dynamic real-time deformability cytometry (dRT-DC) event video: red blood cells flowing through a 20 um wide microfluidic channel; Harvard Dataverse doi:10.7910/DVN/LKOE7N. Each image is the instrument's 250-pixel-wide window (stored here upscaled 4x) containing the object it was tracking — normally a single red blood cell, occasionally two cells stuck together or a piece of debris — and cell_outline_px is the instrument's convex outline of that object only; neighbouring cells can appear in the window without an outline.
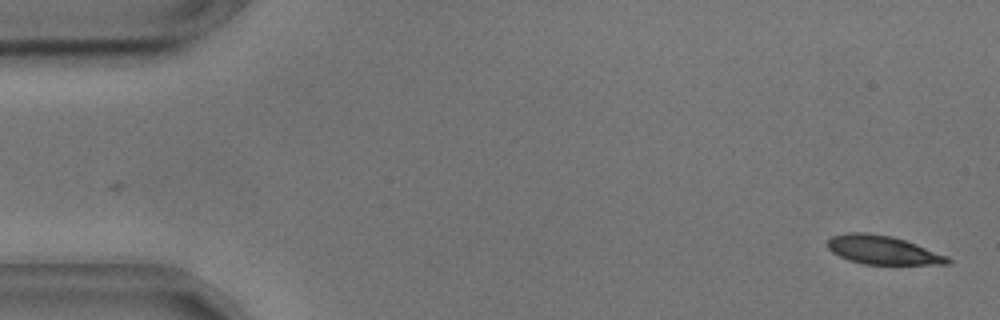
{"species": "common noctule bat (a hibernating species)", "species_latin": "Nyctalus noctula", "temperature_condition": "cold", "stored_images_in_passage": 55, "camera_frame_rate_fps": 3000, "um_per_image_px": 0.085, "animal": {"sex": "male", "body_mass_g": 17.9, "forearm_length_mm": 54.2}, "frame": {"image": 1, "passage_image": 2, "time_ms": 0.333, "image_size_px": [1000, 320], "cell_outline_px": [[952, 264], [864, 264], [848, 260], [832, 252], [828, 248], [828, 240], [832, 236], [848, 232], [868, 232], [892, 236], [916, 244], [948, 256], [952, 260]], "centroid_in_image_um": [75.04, 21.25], "position_along_channel_um": 10.0, "area_um2": 20.06}}
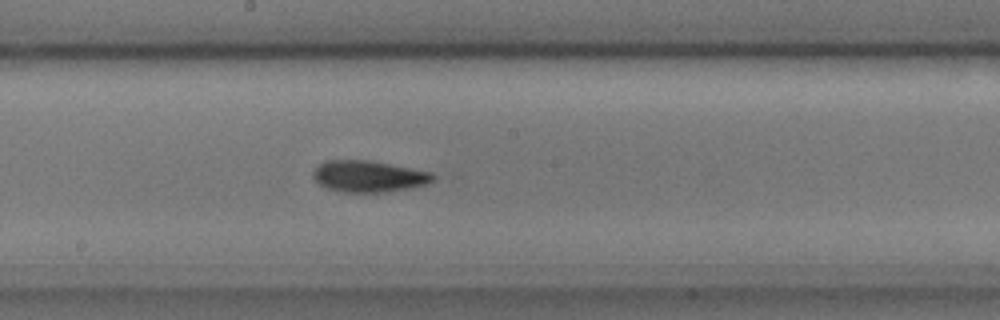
{"frame": {"image": 2, "passage_image": 29, "time_ms": 9.333, "image_size_px": [1000, 320], "cell_outline_px": [[436, 180], [428, 184], [412, 188], [384, 192], [340, 192], [324, 188], [312, 176], [312, 172], [324, 160], [372, 160], [432, 172], [436, 176]], "centroid_in_image_um": [31.37, 14.99], "position_along_channel_um": 216.8, "area_um2": 22.37}}
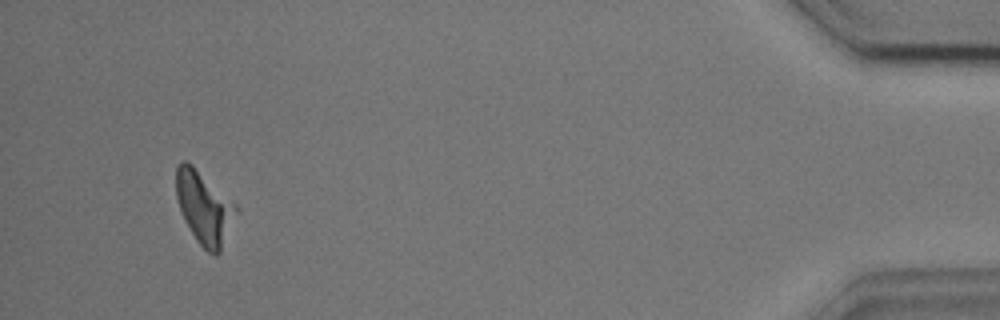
{"frame": {"image": 3, "passage_image": 52, "time_ms": 17.0, "image_size_px": [1000, 320], "cell_outline_px": [[240, 212], [220, 252], [216, 256], [208, 252], [196, 240], [184, 220], [176, 196], [176, 168], [180, 160], [184, 160], [192, 164], [236, 204], [240, 208]], "centroid_in_image_um": [17.39, 17.66], "position_along_channel_um": 417.8, "area_um2": 25.66}, "authors_computed_cell_mechanics": {"area_um2": 21.9062, "velocity_mm_per_s": 3.6087, "shape_relaxation_time_tau1_ms": null, "shape_relaxation_time_tau2_ms": 2.4396, "deformation_change_tau1": null, "deformation_change_tau2": 0.0667}}